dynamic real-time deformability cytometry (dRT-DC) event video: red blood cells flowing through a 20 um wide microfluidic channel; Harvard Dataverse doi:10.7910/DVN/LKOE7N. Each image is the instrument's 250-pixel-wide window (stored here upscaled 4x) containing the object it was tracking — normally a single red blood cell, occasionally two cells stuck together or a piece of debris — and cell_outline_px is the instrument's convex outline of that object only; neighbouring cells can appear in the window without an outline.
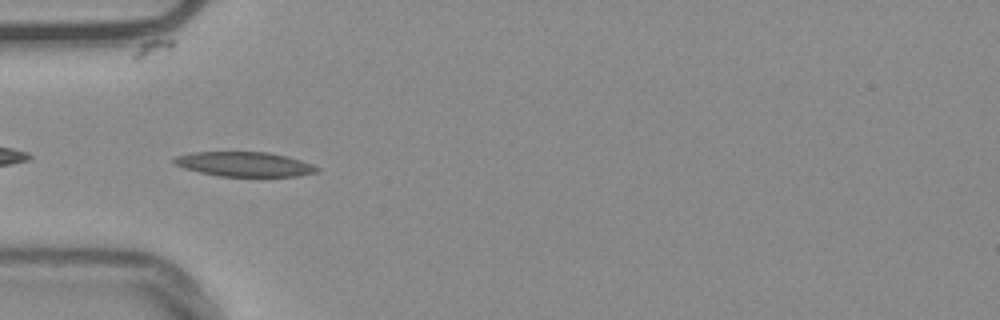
{"species": "common noctule bat (a hibernating species)", "species_latin": "Nyctalus noctula", "temperature_condition": "warm", "stored_images_in_passage": 16, "camera_frame_rate_fps": 3000, "um_per_image_px": 0.085, "animal": {"sex": "male", "body_mass_g": 20.4}, "frame": {"image": 1, "passage_image": 3, "time_ms": 0.667, "image_size_px": [1000, 320], "cell_outline_px": [[320, 168], [316, 172], [300, 176], [220, 176], [200, 172], [184, 168], [176, 164], [172, 160], [176, 156], [192, 152], [268, 152], [288, 156], [312, 164]], "centroid_in_image_um": [20.79, 13.95], "position_along_channel_um": 64.2, "area_um2": 20.4}}